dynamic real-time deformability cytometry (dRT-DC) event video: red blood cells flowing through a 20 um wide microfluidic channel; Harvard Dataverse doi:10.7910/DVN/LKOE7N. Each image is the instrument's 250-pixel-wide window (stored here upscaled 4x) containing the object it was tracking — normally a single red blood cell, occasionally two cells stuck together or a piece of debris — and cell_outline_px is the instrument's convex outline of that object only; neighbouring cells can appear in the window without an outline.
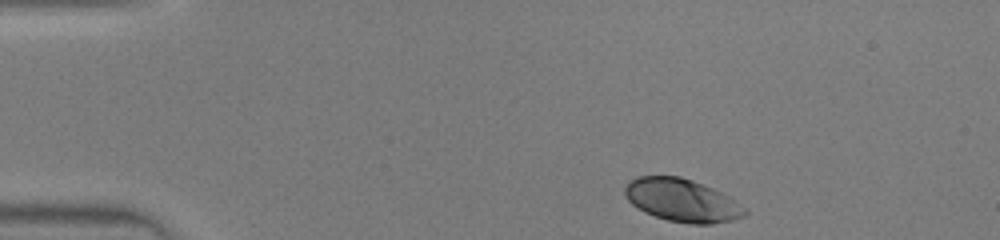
{"species": "human", "species_latin": "Homo sapiens", "temperature_condition": "warm", "stored_images_in_passage": 38, "camera_frame_rate_fps": 3000, "um_per_image_px": 0.085, "donor": {"sex": "male"}, "frame": {"image": 1, "passage_image": 1, "time_ms": 0.0, "image_size_px": [1000, 240], "cell_outline_px": [[748, 212], [744, 216], [732, 220], [712, 224], [692, 224], [668, 220], [644, 212], [632, 204], [624, 196], [624, 188], [628, 180], [640, 176], [680, 176], [692, 180], [712, 188], [728, 196], [744, 208]], "centroid_in_image_um": [57.93, 17.02], "position_along_channel_um": 27.1, "area_um2": 29.82}}
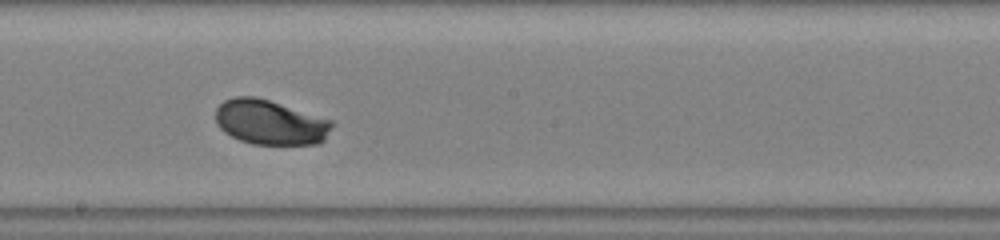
{"frame": {"image": 2, "passage_image": 19, "time_ms": 6.0, "image_size_px": [1000, 240], "cell_outline_px": [[332, 128], [324, 140], [320, 144], [252, 144], [240, 140], [224, 132], [216, 124], [216, 108], [224, 100], [236, 96], [256, 96], [332, 120]], "centroid_in_image_um": [22.95, 10.4], "position_along_channel_um": 225.2, "area_um2": 30.35}}
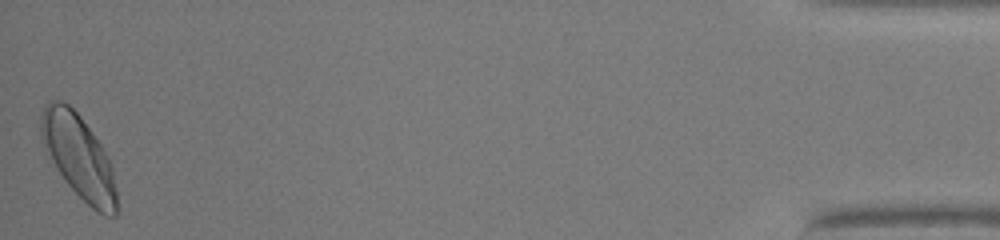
{"frame": {"image": 3, "passage_image": 38, "time_ms": 12.333, "image_size_px": [1000, 240], "cell_outline_px": [[116, 216], [104, 216], [96, 212], [68, 184], [52, 160], [40, 140], [40, 116], [44, 104], [48, 100], [60, 100], [68, 104], [80, 116], [104, 148], [112, 164], [116, 192]], "centroid_in_image_um": [6.69, 13.28], "position_along_channel_um": 428.5, "area_um2": 36.76}}